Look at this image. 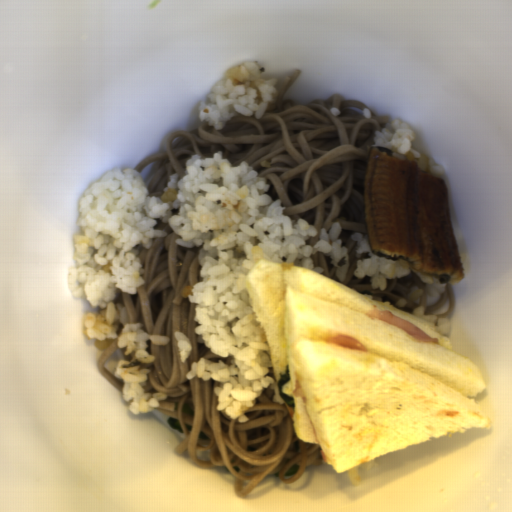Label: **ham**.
<instances>
[{
	"instance_id": "obj_2",
	"label": "ham",
	"mask_w": 512,
	"mask_h": 512,
	"mask_svg": "<svg viewBox=\"0 0 512 512\" xmlns=\"http://www.w3.org/2000/svg\"><path fill=\"white\" fill-rule=\"evenodd\" d=\"M332 344L341 345L348 347L350 350L367 351L364 344L359 342L356 338L351 335H339L330 339H327Z\"/></svg>"
},
{
	"instance_id": "obj_1",
	"label": "ham",
	"mask_w": 512,
	"mask_h": 512,
	"mask_svg": "<svg viewBox=\"0 0 512 512\" xmlns=\"http://www.w3.org/2000/svg\"><path fill=\"white\" fill-rule=\"evenodd\" d=\"M367 316L371 319H379L380 321L387 322L391 325L401 328L417 340L423 342H433L434 344L439 345V339L437 337H431L423 332L420 328L415 326L414 324L398 317L388 310H371L366 312Z\"/></svg>"
},
{
	"instance_id": "obj_3",
	"label": "ham",
	"mask_w": 512,
	"mask_h": 512,
	"mask_svg": "<svg viewBox=\"0 0 512 512\" xmlns=\"http://www.w3.org/2000/svg\"><path fill=\"white\" fill-rule=\"evenodd\" d=\"M295 385H296V388L295 390L292 392L293 395L297 398V397H301L302 400L304 401V403H307V400L305 399L304 397V394H303V388H302V385L296 380L295 382Z\"/></svg>"
}]
</instances>
